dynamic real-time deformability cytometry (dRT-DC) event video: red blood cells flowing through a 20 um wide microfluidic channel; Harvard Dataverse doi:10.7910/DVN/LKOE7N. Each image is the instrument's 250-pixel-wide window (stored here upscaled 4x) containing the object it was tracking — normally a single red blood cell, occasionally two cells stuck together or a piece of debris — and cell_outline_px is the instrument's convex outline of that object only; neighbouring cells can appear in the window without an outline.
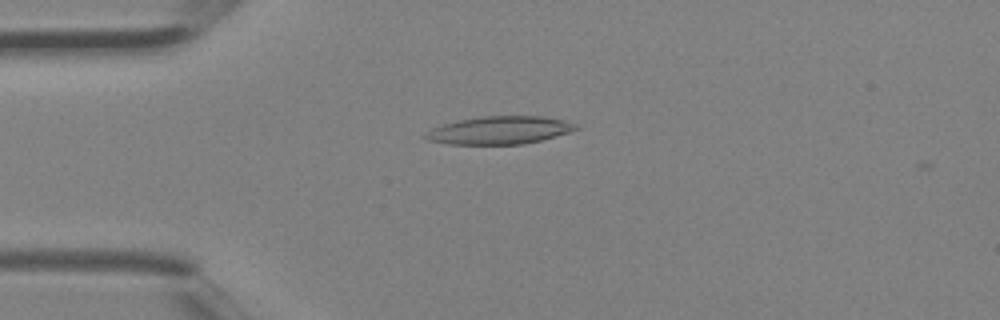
{"species": "Egyptian fruit bat (a non-hibernating species)", "species_latin": "Rousettus aegyptiacus", "temperature_condition": "room temperature", "stored_images_in_passage": 3, "camera_frame_rate_fps": 3000, "um_per_image_px": 0.085, "animal": {"sex": "female"}, "frame": {"image": 1, "passage_image": 2, "time_ms": 0.333, "image_size_px": [1000, 320], "cell_outline_px": [[580, 128], [568, 132], [540, 140], [524, 144], [448, 144], [428, 140], [424, 136], [432, 128], [444, 124], [460, 120], [480, 116], [544, 116], [564, 120], [576, 124]], "centroid_in_image_um": [42.48, 11.06], "position_along_channel_um": 42.5, "area_um2": 24.16}}
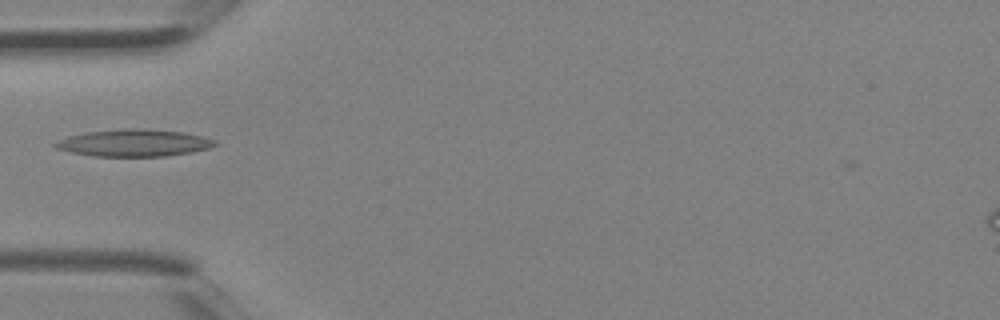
{"frame": {"image": 2, "passage_image": 3, "time_ms": 0.667, "image_size_px": [1000, 320], "cell_outline_px": [[216, 144], [208, 148], [192, 152], [164, 156], [92, 156], [72, 152], [56, 148], [52, 144], [68, 136], [88, 132], [124, 128], [136, 128], [184, 132], [216, 140]], "centroid_in_image_um": [11.38, 12.14], "position_along_channel_um": 73.6, "area_um2": 24.91}}